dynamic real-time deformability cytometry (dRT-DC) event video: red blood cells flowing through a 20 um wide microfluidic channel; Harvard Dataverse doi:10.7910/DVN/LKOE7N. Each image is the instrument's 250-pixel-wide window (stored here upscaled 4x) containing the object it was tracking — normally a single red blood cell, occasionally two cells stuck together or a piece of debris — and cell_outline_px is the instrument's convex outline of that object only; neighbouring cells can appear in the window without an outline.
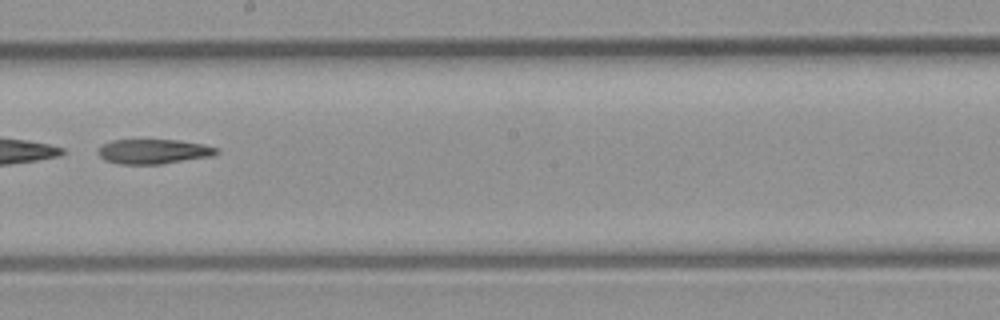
{"species": "common noctule bat (a hibernating species)", "species_latin": "Nyctalus noctula", "temperature_condition": "room temperature", "stored_images_in_passage": 31, "camera_frame_rate_fps": 3000, "um_per_image_px": 0.085, "animal": {"sex": "male", "body_mass_g": 23.1, "forearm_length_mm": 52.7}, "frame": {"image": 1, "passage_image": 18, "time_ms": 5.667, "image_size_px": [1000, 320], "cell_outline_px": [[220, 152], [212, 156], [160, 164], [120, 164], [104, 160], [96, 152], [104, 144], [112, 140], [176, 140], [200, 144], [216, 148]], "centroid_in_image_um": [13.02, 12.88], "position_along_channel_um": 235.2, "area_um2": 16.82}}